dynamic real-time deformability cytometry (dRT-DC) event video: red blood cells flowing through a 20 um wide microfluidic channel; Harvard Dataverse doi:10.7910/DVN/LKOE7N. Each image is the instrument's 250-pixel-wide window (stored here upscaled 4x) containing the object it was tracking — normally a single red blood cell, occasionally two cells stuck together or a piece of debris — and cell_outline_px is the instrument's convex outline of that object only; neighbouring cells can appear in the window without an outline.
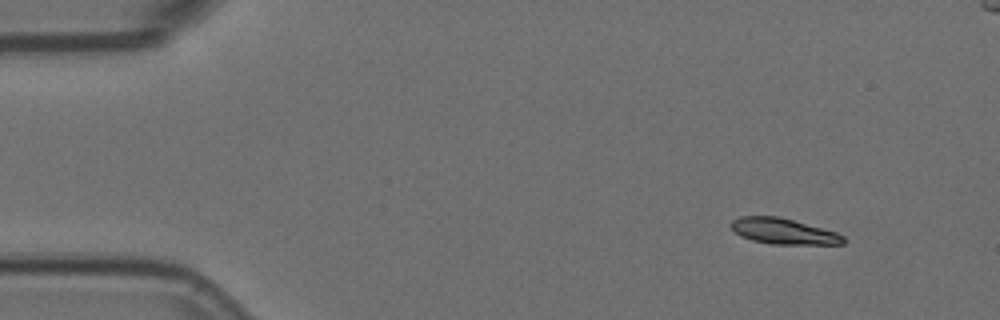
{"species": "Egyptian fruit bat (a non-hibernating species)", "species_latin": "Rousettus aegyptiacus", "temperature_condition": "room temperature", "stored_images_in_passage": 4, "camera_frame_rate_fps": 3000, "um_per_image_px": 0.085, "animal": {"sex": "female"}, "frame": {"image": 1, "passage_image": 1, "time_ms": 0.0, "image_size_px": [1000, 320], "cell_outline_px": [[848, 240], [844, 244], [772, 244], [752, 240], [740, 236], [732, 228], [732, 220], [740, 216], [780, 216], [836, 232], [844, 236]], "centroid_in_image_um": [66.63, 19.66], "position_along_channel_um": 18.4, "area_um2": 16.88}}